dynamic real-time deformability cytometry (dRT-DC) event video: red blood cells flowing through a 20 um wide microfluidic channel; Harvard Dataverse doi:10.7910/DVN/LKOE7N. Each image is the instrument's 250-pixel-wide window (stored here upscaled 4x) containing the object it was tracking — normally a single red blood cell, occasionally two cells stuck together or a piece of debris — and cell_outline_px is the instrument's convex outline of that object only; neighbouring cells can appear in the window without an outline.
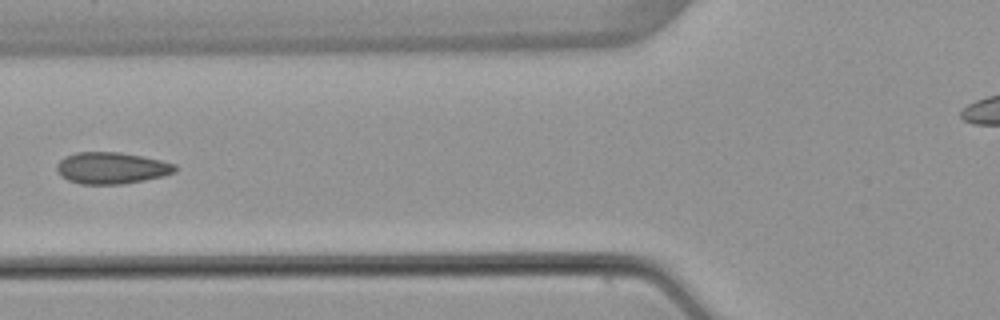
{"species": "common noctule bat (a hibernating species)", "species_latin": "Nyctalus noctula", "temperature_condition": "warm", "stored_images_in_passage": 6, "camera_frame_rate_fps": 3000, "um_per_image_px": 0.085, "animal": {"sex": "female", "body_mass_g": 22.7, "forearm_length_mm": 54.2}, "frame": {"image": 1, "passage_image": 5, "time_ms": 6.0, "image_size_px": [1000, 320], "cell_outline_px": [[176, 172], [164, 176], [144, 180], [120, 184], [80, 184], [68, 180], [60, 176], [56, 172], [56, 164], [64, 156], [76, 152], [120, 152], [160, 160], [176, 164]], "centroid_in_image_um": [9.44, 14.28], "position_along_channel_um": 116.4, "area_um2": 21.91}}
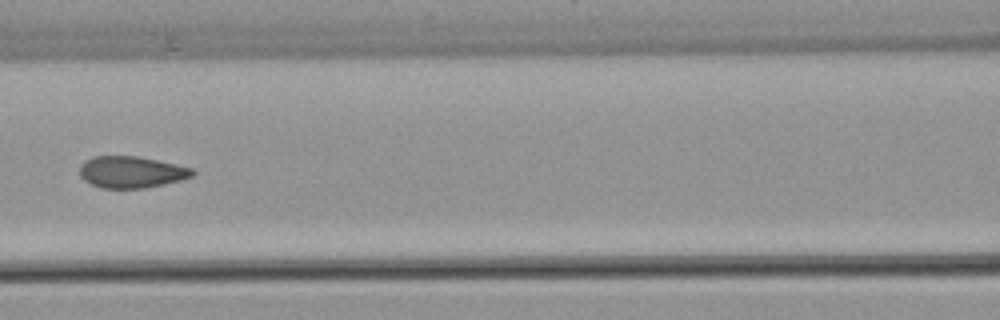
{"frame": {"image": 2, "passage_image": 6, "time_ms": 7.0, "image_size_px": [1000, 320], "cell_outline_px": [[196, 172], [192, 176], [180, 180], [164, 184], [144, 188], [100, 188], [84, 180], [80, 176], [80, 164], [84, 160], [92, 156], [136, 156], [176, 164], [192, 168]], "centroid_in_image_um": [11.14, 14.62], "position_along_channel_um": 155.5, "area_um2": 20.81}}